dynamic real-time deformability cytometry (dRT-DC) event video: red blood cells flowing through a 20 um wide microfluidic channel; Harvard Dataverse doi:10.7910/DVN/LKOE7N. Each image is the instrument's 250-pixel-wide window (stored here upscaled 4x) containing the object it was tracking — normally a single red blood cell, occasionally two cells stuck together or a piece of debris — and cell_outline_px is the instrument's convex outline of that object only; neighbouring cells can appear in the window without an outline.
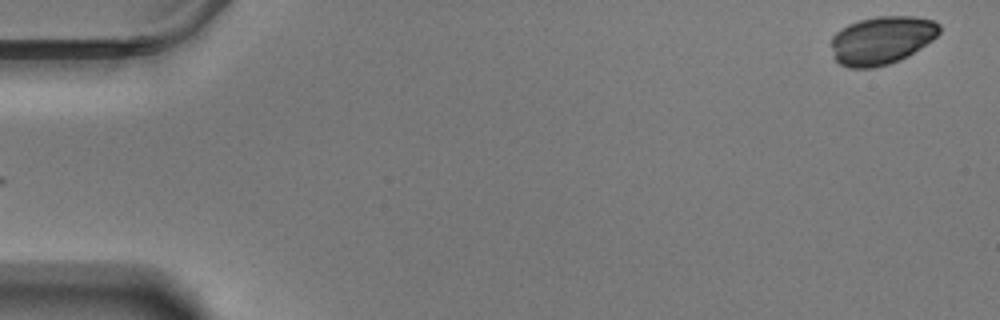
{"species": "Egyptian fruit bat (a non-hibernating species)", "species_latin": "Rousettus aegyptiacus", "temperature_condition": "warm", "stored_images_in_passage": 58, "camera_frame_rate_fps": 3000, "um_per_image_px": 0.085, "animal": {"sex": "male"}, "frame": {"image": 1, "passage_image": 1, "time_ms": 0.0, "image_size_px": [1000, 320], "cell_outline_px": [[940, 32], [932, 40], [908, 56], [900, 60], [888, 64], [872, 68], [848, 68], [840, 64], [832, 56], [832, 36], [840, 28], [848, 24], [860, 20], [876, 16], [912, 16], [932, 20], [940, 24]], "centroid_in_image_um": [74.92, 3.42], "position_along_channel_um": 10.1, "area_um2": 30.46}}
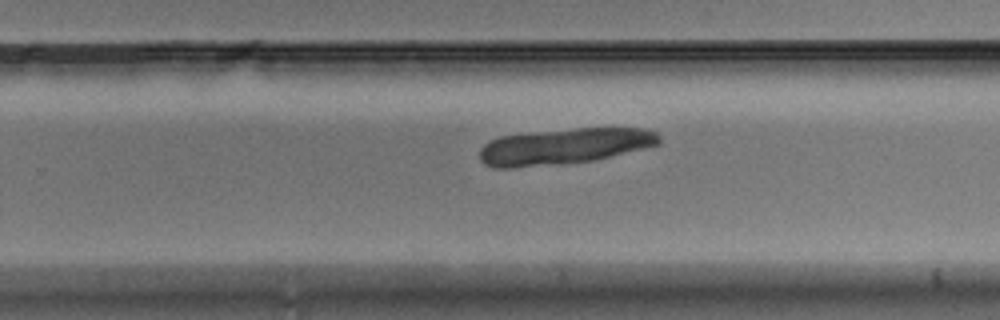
{"frame": {"image": 2, "passage_image": 37, "time_ms": 12.0, "image_size_px": [1000, 320], "cell_outline_px": [[660, 144], [592, 160], [512, 168], [492, 168], [484, 164], [480, 160], [480, 148], [484, 144], [500, 136], [576, 128], [640, 128], [656, 132], [660, 136]], "centroid_in_image_um": [47.92, 12.43], "position_along_channel_um": 281.9, "area_um2": 37.05}}
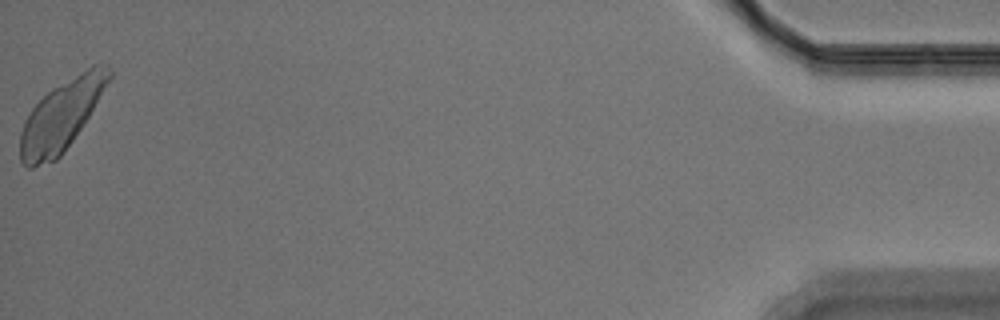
{"frame": {"image": 3, "passage_image": 58, "time_ms": 19.0, "image_size_px": [1000, 320], "cell_outline_px": [[112, 76], [88, 116], [64, 152], [56, 160], [32, 168], [28, 168], [20, 160], [20, 132], [24, 120], [32, 108], [52, 88], [92, 64], [108, 64], [112, 72]], "centroid_in_image_um": [5.2, 9.81], "position_along_channel_um": 430.0, "area_um2": 35.95}}